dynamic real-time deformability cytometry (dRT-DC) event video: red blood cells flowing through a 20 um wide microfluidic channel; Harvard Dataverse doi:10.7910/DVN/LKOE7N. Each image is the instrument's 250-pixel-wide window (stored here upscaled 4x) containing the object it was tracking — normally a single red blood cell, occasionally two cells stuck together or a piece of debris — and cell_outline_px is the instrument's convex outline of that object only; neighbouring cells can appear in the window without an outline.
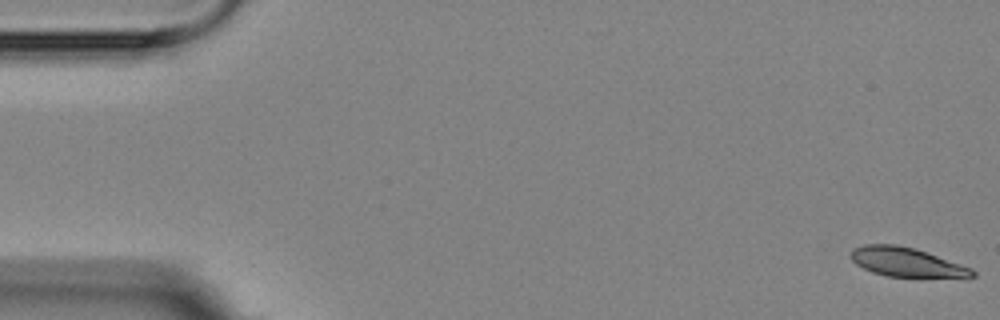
{"species": "Egyptian fruit bat (a non-hibernating species)", "species_latin": "Rousettus aegyptiacus", "temperature_condition": "room temperature", "stored_images_in_passage": 17, "camera_frame_rate_fps": 3000, "um_per_image_px": 0.085, "animal": {"sex": "female"}, "frame": {"image": 1, "passage_image": 1, "time_ms": 0.0, "image_size_px": [1000, 320], "cell_outline_px": [[976, 276], [888, 276], [872, 272], [856, 264], [852, 260], [852, 248], [864, 244], [896, 244], [916, 248], [972, 268], [976, 272]], "centroid_in_image_um": [77.01, 22.25], "position_along_channel_um": 8.0, "area_um2": 20.23}}
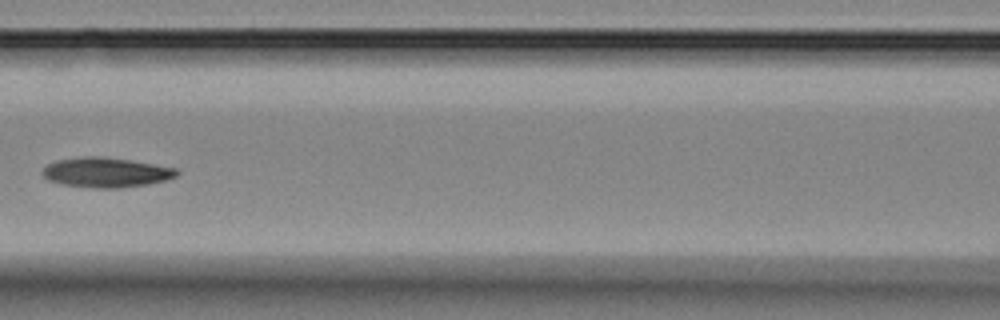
{"frame": {"image": 2, "passage_image": 8, "time_ms": 8.0, "image_size_px": [1000, 320], "cell_outline_px": [[180, 172], [176, 176], [164, 180], [148, 184], [120, 188], [96, 188], [60, 184], [48, 180], [40, 172], [48, 164], [56, 160], [80, 156], [100, 156], [128, 160], [180, 168]], "centroid_in_image_um": [9.01, 14.65], "position_along_channel_um": 157.6, "area_um2": 23.47}}
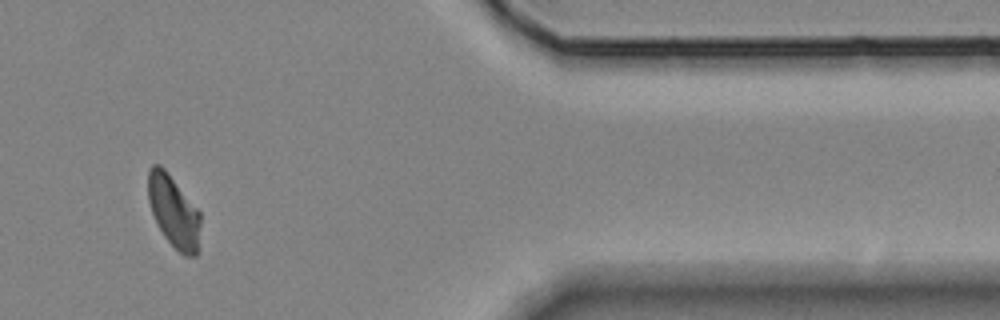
{"frame": {"image": 3, "passage_image": 14, "time_ms": 15.667, "image_size_px": [1000, 320], "cell_outline_px": [[200, 224], [196, 256], [184, 256], [164, 236], [152, 212], [148, 200], [148, 168], [152, 164], [160, 164], [164, 168], [200, 212]], "centroid_in_image_um": [14.74, 17.94], "position_along_channel_um": 396.7, "area_um2": 21.56}, "authors_computed_cell_mechanics": {"area_um2": 22.0218, "velocity_mm_per_s": 3.5489, "shape_relaxation_time_tau1_ms": 7.0144, "shape_relaxation_time_tau2_ms": null, "deformation_change_tau1": 0.1477, "deformation_change_tau2": null}}